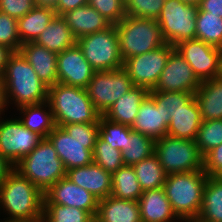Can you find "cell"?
<instances>
[{"label":"cell","mask_w":222,"mask_h":222,"mask_svg":"<svg viewBox=\"0 0 222 222\" xmlns=\"http://www.w3.org/2000/svg\"><path fill=\"white\" fill-rule=\"evenodd\" d=\"M5 222H42L44 193L13 169L0 184V210Z\"/></svg>","instance_id":"6da1fadb"},{"label":"cell","mask_w":222,"mask_h":222,"mask_svg":"<svg viewBox=\"0 0 222 222\" xmlns=\"http://www.w3.org/2000/svg\"><path fill=\"white\" fill-rule=\"evenodd\" d=\"M99 123H72L56 126L48 135L57 156L67 170L93 163Z\"/></svg>","instance_id":"7a4b0ae2"},{"label":"cell","mask_w":222,"mask_h":222,"mask_svg":"<svg viewBox=\"0 0 222 222\" xmlns=\"http://www.w3.org/2000/svg\"><path fill=\"white\" fill-rule=\"evenodd\" d=\"M2 79L7 106L8 103H14L18 109L21 106L42 103L48 99L49 87L39 79L20 52H14L9 57Z\"/></svg>","instance_id":"3957f363"},{"label":"cell","mask_w":222,"mask_h":222,"mask_svg":"<svg viewBox=\"0 0 222 222\" xmlns=\"http://www.w3.org/2000/svg\"><path fill=\"white\" fill-rule=\"evenodd\" d=\"M207 179L203 169L167 175L163 188L179 221L199 216Z\"/></svg>","instance_id":"277c9868"},{"label":"cell","mask_w":222,"mask_h":222,"mask_svg":"<svg viewBox=\"0 0 222 222\" xmlns=\"http://www.w3.org/2000/svg\"><path fill=\"white\" fill-rule=\"evenodd\" d=\"M56 126L72 123H98L95 109L85 89L56 83L48 88V99Z\"/></svg>","instance_id":"5b68a950"},{"label":"cell","mask_w":222,"mask_h":222,"mask_svg":"<svg viewBox=\"0 0 222 222\" xmlns=\"http://www.w3.org/2000/svg\"><path fill=\"white\" fill-rule=\"evenodd\" d=\"M14 169L43 193L66 176L63 162L48 138H43L29 154L14 165Z\"/></svg>","instance_id":"8992f818"},{"label":"cell","mask_w":222,"mask_h":222,"mask_svg":"<svg viewBox=\"0 0 222 222\" xmlns=\"http://www.w3.org/2000/svg\"><path fill=\"white\" fill-rule=\"evenodd\" d=\"M115 27L123 61L166 44L156 20L126 15Z\"/></svg>","instance_id":"52a82bcc"},{"label":"cell","mask_w":222,"mask_h":222,"mask_svg":"<svg viewBox=\"0 0 222 222\" xmlns=\"http://www.w3.org/2000/svg\"><path fill=\"white\" fill-rule=\"evenodd\" d=\"M76 45L95 71L123 68L115 25L76 39Z\"/></svg>","instance_id":"ba28073f"},{"label":"cell","mask_w":222,"mask_h":222,"mask_svg":"<svg viewBox=\"0 0 222 222\" xmlns=\"http://www.w3.org/2000/svg\"><path fill=\"white\" fill-rule=\"evenodd\" d=\"M167 175L203 169V155L195 141L169 135L155 140V151Z\"/></svg>","instance_id":"9c48e42d"},{"label":"cell","mask_w":222,"mask_h":222,"mask_svg":"<svg viewBox=\"0 0 222 222\" xmlns=\"http://www.w3.org/2000/svg\"><path fill=\"white\" fill-rule=\"evenodd\" d=\"M198 7L181 0H165L156 20L167 44L175 46L183 40L196 39Z\"/></svg>","instance_id":"30bf717a"},{"label":"cell","mask_w":222,"mask_h":222,"mask_svg":"<svg viewBox=\"0 0 222 222\" xmlns=\"http://www.w3.org/2000/svg\"><path fill=\"white\" fill-rule=\"evenodd\" d=\"M134 87L123 68L95 71L85 90L95 109L103 115L118 99Z\"/></svg>","instance_id":"8fae6325"},{"label":"cell","mask_w":222,"mask_h":222,"mask_svg":"<svg viewBox=\"0 0 222 222\" xmlns=\"http://www.w3.org/2000/svg\"><path fill=\"white\" fill-rule=\"evenodd\" d=\"M175 49L200 82L222 76V49L198 39L183 40Z\"/></svg>","instance_id":"7c38bea8"},{"label":"cell","mask_w":222,"mask_h":222,"mask_svg":"<svg viewBox=\"0 0 222 222\" xmlns=\"http://www.w3.org/2000/svg\"><path fill=\"white\" fill-rule=\"evenodd\" d=\"M174 50L175 46L166 43L156 50L126 59L123 61V69L134 86L153 90Z\"/></svg>","instance_id":"4fadbf2b"},{"label":"cell","mask_w":222,"mask_h":222,"mask_svg":"<svg viewBox=\"0 0 222 222\" xmlns=\"http://www.w3.org/2000/svg\"><path fill=\"white\" fill-rule=\"evenodd\" d=\"M43 138L26 128L17 118L0 117V154L13 165L29 154Z\"/></svg>","instance_id":"5bb4252c"},{"label":"cell","mask_w":222,"mask_h":222,"mask_svg":"<svg viewBox=\"0 0 222 222\" xmlns=\"http://www.w3.org/2000/svg\"><path fill=\"white\" fill-rule=\"evenodd\" d=\"M200 83L192 67L175 49L170 54L153 91L195 93Z\"/></svg>","instance_id":"9a60e30c"},{"label":"cell","mask_w":222,"mask_h":222,"mask_svg":"<svg viewBox=\"0 0 222 222\" xmlns=\"http://www.w3.org/2000/svg\"><path fill=\"white\" fill-rule=\"evenodd\" d=\"M94 73L77 45L57 54L58 83L85 89Z\"/></svg>","instance_id":"2e32d148"},{"label":"cell","mask_w":222,"mask_h":222,"mask_svg":"<svg viewBox=\"0 0 222 222\" xmlns=\"http://www.w3.org/2000/svg\"><path fill=\"white\" fill-rule=\"evenodd\" d=\"M98 199L89 191L74 184L66 176L58 180L44 193V203H56L87 211L93 218L98 208Z\"/></svg>","instance_id":"e0dca14e"},{"label":"cell","mask_w":222,"mask_h":222,"mask_svg":"<svg viewBox=\"0 0 222 222\" xmlns=\"http://www.w3.org/2000/svg\"><path fill=\"white\" fill-rule=\"evenodd\" d=\"M66 177L92 193L98 200L111 195L112 174L94 162L67 170Z\"/></svg>","instance_id":"ac0fdd59"},{"label":"cell","mask_w":222,"mask_h":222,"mask_svg":"<svg viewBox=\"0 0 222 222\" xmlns=\"http://www.w3.org/2000/svg\"><path fill=\"white\" fill-rule=\"evenodd\" d=\"M19 52L36 72L39 79L48 87L58 83L57 54L35 42L21 45Z\"/></svg>","instance_id":"d6986e66"},{"label":"cell","mask_w":222,"mask_h":222,"mask_svg":"<svg viewBox=\"0 0 222 222\" xmlns=\"http://www.w3.org/2000/svg\"><path fill=\"white\" fill-rule=\"evenodd\" d=\"M130 127L133 131L149 136L154 140L166 136L168 130L164 113L161 108H157L150 95L140 105L138 115Z\"/></svg>","instance_id":"ffe728a7"},{"label":"cell","mask_w":222,"mask_h":222,"mask_svg":"<svg viewBox=\"0 0 222 222\" xmlns=\"http://www.w3.org/2000/svg\"><path fill=\"white\" fill-rule=\"evenodd\" d=\"M138 204L142 222H180L163 187L143 191Z\"/></svg>","instance_id":"44dd1931"},{"label":"cell","mask_w":222,"mask_h":222,"mask_svg":"<svg viewBox=\"0 0 222 222\" xmlns=\"http://www.w3.org/2000/svg\"><path fill=\"white\" fill-rule=\"evenodd\" d=\"M94 222H142L138 201L111 195L99 200Z\"/></svg>","instance_id":"7402d4cb"},{"label":"cell","mask_w":222,"mask_h":222,"mask_svg":"<svg viewBox=\"0 0 222 222\" xmlns=\"http://www.w3.org/2000/svg\"><path fill=\"white\" fill-rule=\"evenodd\" d=\"M76 39L109 28L112 24L88 4L62 16Z\"/></svg>","instance_id":"603a6c76"},{"label":"cell","mask_w":222,"mask_h":222,"mask_svg":"<svg viewBox=\"0 0 222 222\" xmlns=\"http://www.w3.org/2000/svg\"><path fill=\"white\" fill-rule=\"evenodd\" d=\"M194 97L202 121L222 119V76L201 82Z\"/></svg>","instance_id":"cb8c5ba5"},{"label":"cell","mask_w":222,"mask_h":222,"mask_svg":"<svg viewBox=\"0 0 222 222\" xmlns=\"http://www.w3.org/2000/svg\"><path fill=\"white\" fill-rule=\"evenodd\" d=\"M149 95L145 87L134 86L118 99L104 114L107 119L131 126L138 115L140 105Z\"/></svg>","instance_id":"d4e9b609"},{"label":"cell","mask_w":222,"mask_h":222,"mask_svg":"<svg viewBox=\"0 0 222 222\" xmlns=\"http://www.w3.org/2000/svg\"><path fill=\"white\" fill-rule=\"evenodd\" d=\"M201 123L200 109L193 97L183 109L171 117L167 135L195 141Z\"/></svg>","instance_id":"484cf974"},{"label":"cell","mask_w":222,"mask_h":222,"mask_svg":"<svg viewBox=\"0 0 222 222\" xmlns=\"http://www.w3.org/2000/svg\"><path fill=\"white\" fill-rule=\"evenodd\" d=\"M34 42L58 54L75 46L76 38L70 31L66 20L56 15Z\"/></svg>","instance_id":"4316f807"},{"label":"cell","mask_w":222,"mask_h":222,"mask_svg":"<svg viewBox=\"0 0 222 222\" xmlns=\"http://www.w3.org/2000/svg\"><path fill=\"white\" fill-rule=\"evenodd\" d=\"M19 116L23 125L30 131L37 133L42 138L48 135L56 127L53 113L48 101L19 107ZM47 110V111H46Z\"/></svg>","instance_id":"83f0119b"},{"label":"cell","mask_w":222,"mask_h":222,"mask_svg":"<svg viewBox=\"0 0 222 222\" xmlns=\"http://www.w3.org/2000/svg\"><path fill=\"white\" fill-rule=\"evenodd\" d=\"M55 16L54 9L35 6L31 11L19 18L17 26L21 43L34 42Z\"/></svg>","instance_id":"f1b7e54d"},{"label":"cell","mask_w":222,"mask_h":222,"mask_svg":"<svg viewBox=\"0 0 222 222\" xmlns=\"http://www.w3.org/2000/svg\"><path fill=\"white\" fill-rule=\"evenodd\" d=\"M111 180V196L115 198L138 201L143 193L133 166L120 167Z\"/></svg>","instance_id":"f546056e"},{"label":"cell","mask_w":222,"mask_h":222,"mask_svg":"<svg viewBox=\"0 0 222 222\" xmlns=\"http://www.w3.org/2000/svg\"><path fill=\"white\" fill-rule=\"evenodd\" d=\"M198 217L205 222H222V177L208 176Z\"/></svg>","instance_id":"4dcf8cb0"},{"label":"cell","mask_w":222,"mask_h":222,"mask_svg":"<svg viewBox=\"0 0 222 222\" xmlns=\"http://www.w3.org/2000/svg\"><path fill=\"white\" fill-rule=\"evenodd\" d=\"M133 168L143 191L163 187L167 174L155 153L135 163Z\"/></svg>","instance_id":"1f68e13d"},{"label":"cell","mask_w":222,"mask_h":222,"mask_svg":"<svg viewBox=\"0 0 222 222\" xmlns=\"http://www.w3.org/2000/svg\"><path fill=\"white\" fill-rule=\"evenodd\" d=\"M155 151V140L139 132L130 131L126 138L125 150L122 151L124 165L133 166Z\"/></svg>","instance_id":"d6a6232c"},{"label":"cell","mask_w":222,"mask_h":222,"mask_svg":"<svg viewBox=\"0 0 222 222\" xmlns=\"http://www.w3.org/2000/svg\"><path fill=\"white\" fill-rule=\"evenodd\" d=\"M196 39L222 49V18L198 8Z\"/></svg>","instance_id":"836d02e7"},{"label":"cell","mask_w":222,"mask_h":222,"mask_svg":"<svg viewBox=\"0 0 222 222\" xmlns=\"http://www.w3.org/2000/svg\"><path fill=\"white\" fill-rule=\"evenodd\" d=\"M195 93L189 92H169V91H149V95L154 99L157 108H161L165 115V123L170 124L171 117L194 97Z\"/></svg>","instance_id":"e575fe53"},{"label":"cell","mask_w":222,"mask_h":222,"mask_svg":"<svg viewBox=\"0 0 222 222\" xmlns=\"http://www.w3.org/2000/svg\"><path fill=\"white\" fill-rule=\"evenodd\" d=\"M42 222H94V218L80 208L44 203Z\"/></svg>","instance_id":"d590c367"},{"label":"cell","mask_w":222,"mask_h":222,"mask_svg":"<svg viewBox=\"0 0 222 222\" xmlns=\"http://www.w3.org/2000/svg\"><path fill=\"white\" fill-rule=\"evenodd\" d=\"M99 137L113 148L125 150L126 138L132 130L130 126L111 121L101 115L98 120Z\"/></svg>","instance_id":"8d00e7d4"},{"label":"cell","mask_w":222,"mask_h":222,"mask_svg":"<svg viewBox=\"0 0 222 222\" xmlns=\"http://www.w3.org/2000/svg\"><path fill=\"white\" fill-rule=\"evenodd\" d=\"M195 144L203 156L214 147L220 146L222 144V119L202 121Z\"/></svg>","instance_id":"74e56055"},{"label":"cell","mask_w":222,"mask_h":222,"mask_svg":"<svg viewBox=\"0 0 222 222\" xmlns=\"http://www.w3.org/2000/svg\"><path fill=\"white\" fill-rule=\"evenodd\" d=\"M93 162L111 174L124 166L122 152L107 144L99 136L93 150Z\"/></svg>","instance_id":"f35d334b"},{"label":"cell","mask_w":222,"mask_h":222,"mask_svg":"<svg viewBox=\"0 0 222 222\" xmlns=\"http://www.w3.org/2000/svg\"><path fill=\"white\" fill-rule=\"evenodd\" d=\"M165 0H125V13L130 17L157 20Z\"/></svg>","instance_id":"ab89813d"},{"label":"cell","mask_w":222,"mask_h":222,"mask_svg":"<svg viewBox=\"0 0 222 222\" xmlns=\"http://www.w3.org/2000/svg\"><path fill=\"white\" fill-rule=\"evenodd\" d=\"M0 45L6 46L13 52H19L21 40L18 35L17 19L0 12Z\"/></svg>","instance_id":"60d3db41"},{"label":"cell","mask_w":222,"mask_h":222,"mask_svg":"<svg viewBox=\"0 0 222 222\" xmlns=\"http://www.w3.org/2000/svg\"><path fill=\"white\" fill-rule=\"evenodd\" d=\"M88 5L98 11L112 25L125 16V0H88Z\"/></svg>","instance_id":"b9f144b4"},{"label":"cell","mask_w":222,"mask_h":222,"mask_svg":"<svg viewBox=\"0 0 222 222\" xmlns=\"http://www.w3.org/2000/svg\"><path fill=\"white\" fill-rule=\"evenodd\" d=\"M34 0H0V12L19 19L35 7Z\"/></svg>","instance_id":"7bdbcfd3"},{"label":"cell","mask_w":222,"mask_h":222,"mask_svg":"<svg viewBox=\"0 0 222 222\" xmlns=\"http://www.w3.org/2000/svg\"><path fill=\"white\" fill-rule=\"evenodd\" d=\"M203 170L211 177H222V144L203 156Z\"/></svg>","instance_id":"ee69618b"},{"label":"cell","mask_w":222,"mask_h":222,"mask_svg":"<svg viewBox=\"0 0 222 222\" xmlns=\"http://www.w3.org/2000/svg\"><path fill=\"white\" fill-rule=\"evenodd\" d=\"M86 4H88V0H59L54 10L57 16H63L66 12Z\"/></svg>","instance_id":"f6af8a7d"},{"label":"cell","mask_w":222,"mask_h":222,"mask_svg":"<svg viewBox=\"0 0 222 222\" xmlns=\"http://www.w3.org/2000/svg\"><path fill=\"white\" fill-rule=\"evenodd\" d=\"M198 8L222 18V0H201Z\"/></svg>","instance_id":"bcb514c9"},{"label":"cell","mask_w":222,"mask_h":222,"mask_svg":"<svg viewBox=\"0 0 222 222\" xmlns=\"http://www.w3.org/2000/svg\"><path fill=\"white\" fill-rule=\"evenodd\" d=\"M14 169V165L0 154V184L7 178Z\"/></svg>","instance_id":"7dc6e473"},{"label":"cell","mask_w":222,"mask_h":222,"mask_svg":"<svg viewBox=\"0 0 222 222\" xmlns=\"http://www.w3.org/2000/svg\"><path fill=\"white\" fill-rule=\"evenodd\" d=\"M13 53L11 49L0 45V75L4 73L8 59Z\"/></svg>","instance_id":"c3c4849f"},{"label":"cell","mask_w":222,"mask_h":222,"mask_svg":"<svg viewBox=\"0 0 222 222\" xmlns=\"http://www.w3.org/2000/svg\"><path fill=\"white\" fill-rule=\"evenodd\" d=\"M8 107L6 102V96H5V89L3 84L2 75H0V117L1 114L5 112V109Z\"/></svg>","instance_id":"681fc988"},{"label":"cell","mask_w":222,"mask_h":222,"mask_svg":"<svg viewBox=\"0 0 222 222\" xmlns=\"http://www.w3.org/2000/svg\"><path fill=\"white\" fill-rule=\"evenodd\" d=\"M59 0H34L38 7H49L55 9Z\"/></svg>","instance_id":"f907efd6"},{"label":"cell","mask_w":222,"mask_h":222,"mask_svg":"<svg viewBox=\"0 0 222 222\" xmlns=\"http://www.w3.org/2000/svg\"><path fill=\"white\" fill-rule=\"evenodd\" d=\"M182 2L189 4V5H193V6H199L201 0H181Z\"/></svg>","instance_id":"816d5d0a"},{"label":"cell","mask_w":222,"mask_h":222,"mask_svg":"<svg viewBox=\"0 0 222 222\" xmlns=\"http://www.w3.org/2000/svg\"><path fill=\"white\" fill-rule=\"evenodd\" d=\"M205 222L204 220L200 219L199 217H193L183 220L182 222Z\"/></svg>","instance_id":"f5cc1de1"}]
</instances>
